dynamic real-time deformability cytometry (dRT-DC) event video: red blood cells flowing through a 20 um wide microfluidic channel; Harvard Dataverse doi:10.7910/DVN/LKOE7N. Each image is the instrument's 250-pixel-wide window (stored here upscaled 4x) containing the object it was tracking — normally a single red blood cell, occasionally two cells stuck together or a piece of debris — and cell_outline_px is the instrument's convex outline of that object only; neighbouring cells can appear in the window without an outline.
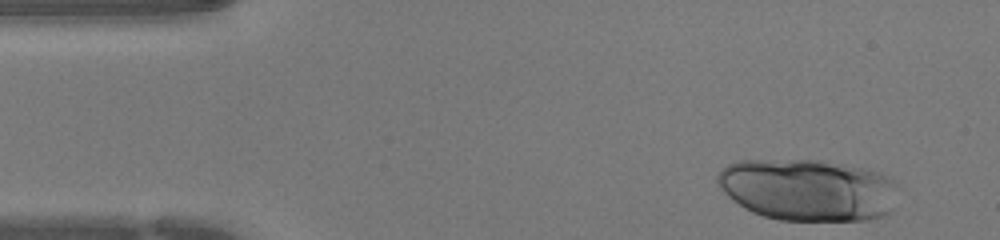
{"species": "human", "species_latin": "Homo sapiens", "temperature_condition": "warm", "stored_images_in_passage": 41, "camera_frame_rate_fps": 3000, "um_per_image_px": 0.085, "donor": {"sex": "female"}, "frame": {"image": 1, "passage_image": 1, "time_ms": 0.0, "image_size_px": [1000, 240], "cell_outline_px": [[900, 188], [888, 212], [884, 216], [868, 220], [780, 220], [764, 216], [752, 212], [744, 208], [732, 200], [720, 188], [716, 180], [716, 176], [728, 164], [740, 160], [824, 160], [868, 168], [880, 172], [888, 176], [900, 184]], "centroid_in_image_um": [68.72, 16.12], "position_along_channel_um": 16.3, "area_um2": 65.89}}